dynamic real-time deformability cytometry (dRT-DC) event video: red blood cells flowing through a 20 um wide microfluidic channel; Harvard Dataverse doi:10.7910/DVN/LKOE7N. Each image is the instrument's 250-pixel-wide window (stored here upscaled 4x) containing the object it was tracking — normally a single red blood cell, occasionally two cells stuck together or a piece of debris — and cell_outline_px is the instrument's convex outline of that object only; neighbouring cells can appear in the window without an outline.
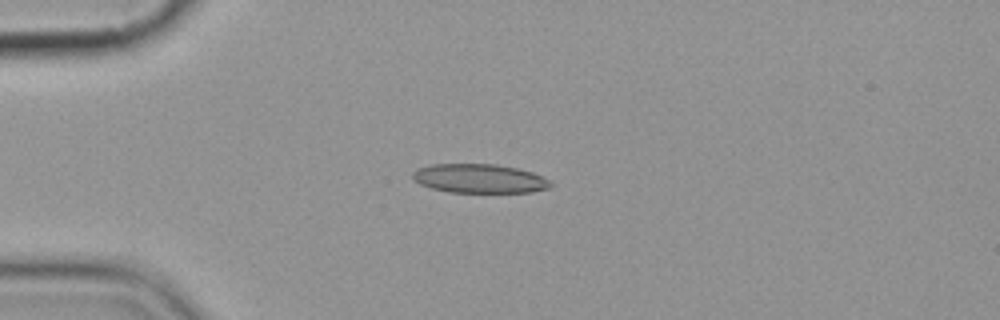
{"species": "common noctule bat (a hibernating species)", "species_latin": "Nyctalus noctula", "temperature_condition": "cold", "stored_images_in_passage": 10, "camera_frame_rate_fps": 3000, "um_per_image_px": 0.085, "animal": {"sex": "female", "body_mass_g": 19.9}, "frame": {"image": 1, "passage_image": 4, "time_ms": 3.0, "image_size_px": [1000, 320], "cell_outline_px": [[552, 184], [548, 188], [532, 192], [448, 192], [432, 188], [420, 184], [412, 180], [412, 172], [416, 168], [432, 164], [496, 164], [516, 168], [532, 172], [548, 180]], "centroid_in_image_um": [40.69, 15.17], "position_along_channel_um": 44.3, "area_um2": 23.29}}
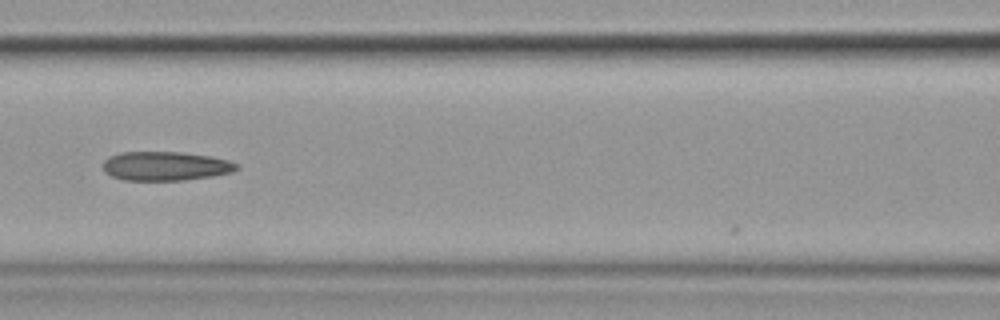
{"frame": {"image": 2, "passage_image": 7, "time_ms": 6.667, "image_size_px": [1000, 320], "cell_outline_px": [[240, 168], [232, 172], [212, 176], [184, 180], [124, 180], [112, 176], [104, 172], [104, 160], [108, 156], [120, 152], [180, 152], [208, 156], [228, 160], [240, 164]], "centroid_in_image_um": [14.07, 14.11], "position_along_channel_um": 152.5, "area_um2": 22.66}}
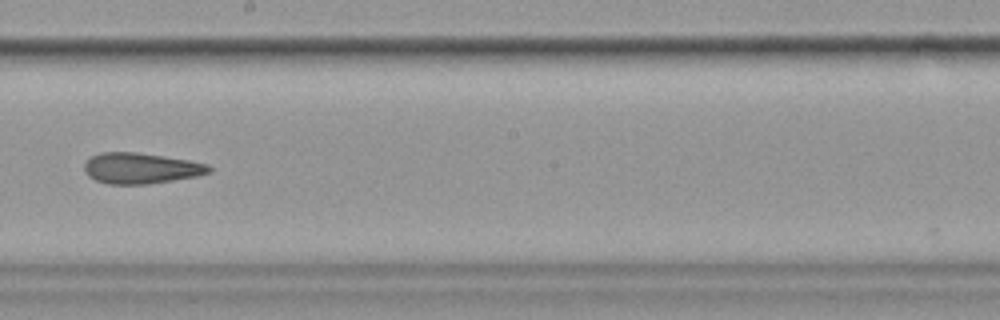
{"frame": {"image": 3, "passage_image": 9, "time_ms": 9.0, "image_size_px": [1000, 320], "cell_outline_px": [[212, 172], [196, 176], [148, 184], [108, 184], [96, 180], [88, 176], [84, 172], [84, 164], [92, 156], [100, 152], [136, 152], [164, 156], [188, 160], [208, 164], [212, 168]], "centroid_in_image_um": [11.97, 14.3], "position_along_channel_um": 236.2, "area_um2": 22.37}}